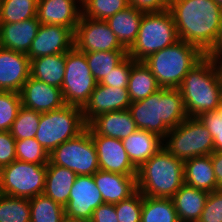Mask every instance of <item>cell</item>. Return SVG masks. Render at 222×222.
I'll return each mask as SVG.
<instances>
[{
    "mask_svg": "<svg viewBox=\"0 0 222 222\" xmlns=\"http://www.w3.org/2000/svg\"><path fill=\"white\" fill-rule=\"evenodd\" d=\"M178 38L197 46L205 55L220 35L222 7L215 0H170Z\"/></svg>",
    "mask_w": 222,
    "mask_h": 222,
    "instance_id": "obj_1",
    "label": "cell"
},
{
    "mask_svg": "<svg viewBox=\"0 0 222 222\" xmlns=\"http://www.w3.org/2000/svg\"><path fill=\"white\" fill-rule=\"evenodd\" d=\"M128 110L138 129L153 132L164 141L169 130L188 117L179 88H160L143 100L131 102Z\"/></svg>",
    "mask_w": 222,
    "mask_h": 222,
    "instance_id": "obj_2",
    "label": "cell"
},
{
    "mask_svg": "<svg viewBox=\"0 0 222 222\" xmlns=\"http://www.w3.org/2000/svg\"><path fill=\"white\" fill-rule=\"evenodd\" d=\"M188 117L222 107V73L216 57L205 55L179 87Z\"/></svg>",
    "mask_w": 222,
    "mask_h": 222,
    "instance_id": "obj_3",
    "label": "cell"
},
{
    "mask_svg": "<svg viewBox=\"0 0 222 222\" xmlns=\"http://www.w3.org/2000/svg\"><path fill=\"white\" fill-rule=\"evenodd\" d=\"M136 181L143 196L172 198L184 184V162L162 147L137 169Z\"/></svg>",
    "mask_w": 222,
    "mask_h": 222,
    "instance_id": "obj_4",
    "label": "cell"
},
{
    "mask_svg": "<svg viewBox=\"0 0 222 222\" xmlns=\"http://www.w3.org/2000/svg\"><path fill=\"white\" fill-rule=\"evenodd\" d=\"M205 56L194 44L178 40L143 62L161 88H179L187 73Z\"/></svg>",
    "mask_w": 222,
    "mask_h": 222,
    "instance_id": "obj_5",
    "label": "cell"
},
{
    "mask_svg": "<svg viewBox=\"0 0 222 222\" xmlns=\"http://www.w3.org/2000/svg\"><path fill=\"white\" fill-rule=\"evenodd\" d=\"M178 40L174 19L169 9L144 13L137 39L128 50V56L135 61H144Z\"/></svg>",
    "mask_w": 222,
    "mask_h": 222,
    "instance_id": "obj_6",
    "label": "cell"
},
{
    "mask_svg": "<svg viewBox=\"0 0 222 222\" xmlns=\"http://www.w3.org/2000/svg\"><path fill=\"white\" fill-rule=\"evenodd\" d=\"M86 126L81 107L64 105L41 113L35 139L50 154L58 145L77 137Z\"/></svg>",
    "mask_w": 222,
    "mask_h": 222,
    "instance_id": "obj_7",
    "label": "cell"
},
{
    "mask_svg": "<svg viewBox=\"0 0 222 222\" xmlns=\"http://www.w3.org/2000/svg\"><path fill=\"white\" fill-rule=\"evenodd\" d=\"M165 138L167 142L163 144L164 148L183 162L214 152L212 136L197 117H187L177 127L170 129Z\"/></svg>",
    "mask_w": 222,
    "mask_h": 222,
    "instance_id": "obj_8",
    "label": "cell"
},
{
    "mask_svg": "<svg viewBox=\"0 0 222 222\" xmlns=\"http://www.w3.org/2000/svg\"><path fill=\"white\" fill-rule=\"evenodd\" d=\"M46 165L15 160L0 169V193L31 199L45 189Z\"/></svg>",
    "mask_w": 222,
    "mask_h": 222,
    "instance_id": "obj_9",
    "label": "cell"
},
{
    "mask_svg": "<svg viewBox=\"0 0 222 222\" xmlns=\"http://www.w3.org/2000/svg\"><path fill=\"white\" fill-rule=\"evenodd\" d=\"M49 161L77 175H94L99 170L96 148L87 128L77 137L58 145L49 154Z\"/></svg>",
    "mask_w": 222,
    "mask_h": 222,
    "instance_id": "obj_10",
    "label": "cell"
},
{
    "mask_svg": "<svg viewBox=\"0 0 222 222\" xmlns=\"http://www.w3.org/2000/svg\"><path fill=\"white\" fill-rule=\"evenodd\" d=\"M97 84L85 54L75 47L66 52L65 76L61 86L65 105L83 108Z\"/></svg>",
    "mask_w": 222,
    "mask_h": 222,
    "instance_id": "obj_11",
    "label": "cell"
},
{
    "mask_svg": "<svg viewBox=\"0 0 222 222\" xmlns=\"http://www.w3.org/2000/svg\"><path fill=\"white\" fill-rule=\"evenodd\" d=\"M74 47L83 53L126 50L104 20L81 16L74 32Z\"/></svg>",
    "mask_w": 222,
    "mask_h": 222,
    "instance_id": "obj_12",
    "label": "cell"
},
{
    "mask_svg": "<svg viewBox=\"0 0 222 222\" xmlns=\"http://www.w3.org/2000/svg\"><path fill=\"white\" fill-rule=\"evenodd\" d=\"M102 204L103 197L93 175H77L68 203L64 206L65 216L90 221L93 211Z\"/></svg>",
    "mask_w": 222,
    "mask_h": 222,
    "instance_id": "obj_13",
    "label": "cell"
},
{
    "mask_svg": "<svg viewBox=\"0 0 222 222\" xmlns=\"http://www.w3.org/2000/svg\"><path fill=\"white\" fill-rule=\"evenodd\" d=\"M95 145L99 169L123 175H137V168L130 161L122 140L96 134L88 125Z\"/></svg>",
    "mask_w": 222,
    "mask_h": 222,
    "instance_id": "obj_14",
    "label": "cell"
},
{
    "mask_svg": "<svg viewBox=\"0 0 222 222\" xmlns=\"http://www.w3.org/2000/svg\"><path fill=\"white\" fill-rule=\"evenodd\" d=\"M74 47V32L69 27L41 24L27 53L30 61L37 57L66 53Z\"/></svg>",
    "mask_w": 222,
    "mask_h": 222,
    "instance_id": "obj_15",
    "label": "cell"
},
{
    "mask_svg": "<svg viewBox=\"0 0 222 222\" xmlns=\"http://www.w3.org/2000/svg\"><path fill=\"white\" fill-rule=\"evenodd\" d=\"M22 106L39 113L57 110L65 105L61 88L29 77L20 92Z\"/></svg>",
    "mask_w": 222,
    "mask_h": 222,
    "instance_id": "obj_16",
    "label": "cell"
},
{
    "mask_svg": "<svg viewBox=\"0 0 222 222\" xmlns=\"http://www.w3.org/2000/svg\"><path fill=\"white\" fill-rule=\"evenodd\" d=\"M130 105L131 101L127 88H113L97 84L89 101L82 108L83 119L88 124L100 114L127 110Z\"/></svg>",
    "mask_w": 222,
    "mask_h": 222,
    "instance_id": "obj_17",
    "label": "cell"
},
{
    "mask_svg": "<svg viewBox=\"0 0 222 222\" xmlns=\"http://www.w3.org/2000/svg\"><path fill=\"white\" fill-rule=\"evenodd\" d=\"M30 77L27 54L0 47V91L20 92Z\"/></svg>",
    "mask_w": 222,
    "mask_h": 222,
    "instance_id": "obj_18",
    "label": "cell"
},
{
    "mask_svg": "<svg viewBox=\"0 0 222 222\" xmlns=\"http://www.w3.org/2000/svg\"><path fill=\"white\" fill-rule=\"evenodd\" d=\"M79 0H38L37 17L40 24H54L69 27L75 32L82 16ZM78 7V8H77Z\"/></svg>",
    "mask_w": 222,
    "mask_h": 222,
    "instance_id": "obj_19",
    "label": "cell"
},
{
    "mask_svg": "<svg viewBox=\"0 0 222 222\" xmlns=\"http://www.w3.org/2000/svg\"><path fill=\"white\" fill-rule=\"evenodd\" d=\"M93 178L104 203L115 204L137 192L136 175H123L99 169Z\"/></svg>",
    "mask_w": 222,
    "mask_h": 222,
    "instance_id": "obj_20",
    "label": "cell"
},
{
    "mask_svg": "<svg viewBox=\"0 0 222 222\" xmlns=\"http://www.w3.org/2000/svg\"><path fill=\"white\" fill-rule=\"evenodd\" d=\"M87 125L98 135L120 140L138 129L128 109L100 114Z\"/></svg>",
    "mask_w": 222,
    "mask_h": 222,
    "instance_id": "obj_21",
    "label": "cell"
},
{
    "mask_svg": "<svg viewBox=\"0 0 222 222\" xmlns=\"http://www.w3.org/2000/svg\"><path fill=\"white\" fill-rule=\"evenodd\" d=\"M40 25L38 17L22 22L1 23V48L27 54Z\"/></svg>",
    "mask_w": 222,
    "mask_h": 222,
    "instance_id": "obj_22",
    "label": "cell"
},
{
    "mask_svg": "<svg viewBox=\"0 0 222 222\" xmlns=\"http://www.w3.org/2000/svg\"><path fill=\"white\" fill-rule=\"evenodd\" d=\"M162 141L164 139L157 134L142 129L122 140L130 161L137 169L164 147Z\"/></svg>",
    "mask_w": 222,
    "mask_h": 222,
    "instance_id": "obj_23",
    "label": "cell"
},
{
    "mask_svg": "<svg viewBox=\"0 0 222 222\" xmlns=\"http://www.w3.org/2000/svg\"><path fill=\"white\" fill-rule=\"evenodd\" d=\"M209 193L185 183L171 198L180 222H198Z\"/></svg>",
    "mask_w": 222,
    "mask_h": 222,
    "instance_id": "obj_24",
    "label": "cell"
},
{
    "mask_svg": "<svg viewBox=\"0 0 222 222\" xmlns=\"http://www.w3.org/2000/svg\"><path fill=\"white\" fill-rule=\"evenodd\" d=\"M144 12L133 6L109 17L106 22L117 37L119 43L128 51L135 43Z\"/></svg>",
    "mask_w": 222,
    "mask_h": 222,
    "instance_id": "obj_25",
    "label": "cell"
},
{
    "mask_svg": "<svg viewBox=\"0 0 222 222\" xmlns=\"http://www.w3.org/2000/svg\"><path fill=\"white\" fill-rule=\"evenodd\" d=\"M77 174L65 167L54 165L50 161L46 165L44 194L63 207L68 203L71 188Z\"/></svg>",
    "mask_w": 222,
    "mask_h": 222,
    "instance_id": "obj_26",
    "label": "cell"
},
{
    "mask_svg": "<svg viewBox=\"0 0 222 222\" xmlns=\"http://www.w3.org/2000/svg\"><path fill=\"white\" fill-rule=\"evenodd\" d=\"M184 183L208 193L217 189L211 155L194 157L184 161Z\"/></svg>",
    "mask_w": 222,
    "mask_h": 222,
    "instance_id": "obj_27",
    "label": "cell"
},
{
    "mask_svg": "<svg viewBox=\"0 0 222 222\" xmlns=\"http://www.w3.org/2000/svg\"><path fill=\"white\" fill-rule=\"evenodd\" d=\"M66 53L37 57L30 61V76L61 88L65 76Z\"/></svg>",
    "mask_w": 222,
    "mask_h": 222,
    "instance_id": "obj_28",
    "label": "cell"
},
{
    "mask_svg": "<svg viewBox=\"0 0 222 222\" xmlns=\"http://www.w3.org/2000/svg\"><path fill=\"white\" fill-rule=\"evenodd\" d=\"M160 88L156 77L151 73L149 67L143 61H135L132 58V67L127 87L130 101L143 100Z\"/></svg>",
    "mask_w": 222,
    "mask_h": 222,
    "instance_id": "obj_29",
    "label": "cell"
},
{
    "mask_svg": "<svg viewBox=\"0 0 222 222\" xmlns=\"http://www.w3.org/2000/svg\"><path fill=\"white\" fill-rule=\"evenodd\" d=\"M141 222H180L171 198L144 196Z\"/></svg>",
    "mask_w": 222,
    "mask_h": 222,
    "instance_id": "obj_30",
    "label": "cell"
},
{
    "mask_svg": "<svg viewBox=\"0 0 222 222\" xmlns=\"http://www.w3.org/2000/svg\"><path fill=\"white\" fill-rule=\"evenodd\" d=\"M87 64L97 83L107 76L128 55L127 50L87 52Z\"/></svg>",
    "mask_w": 222,
    "mask_h": 222,
    "instance_id": "obj_31",
    "label": "cell"
},
{
    "mask_svg": "<svg viewBox=\"0 0 222 222\" xmlns=\"http://www.w3.org/2000/svg\"><path fill=\"white\" fill-rule=\"evenodd\" d=\"M30 203V222H62L65 217L64 207L44 193L31 199Z\"/></svg>",
    "mask_w": 222,
    "mask_h": 222,
    "instance_id": "obj_32",
    "label": "cell"
},
{
    "mask_svg": "<svg viewBox=\"0 0 222 222\" xmlns=\"http://www.w3.org/2000/svg\"><path fill=\"white\" fill-rule=\"evenodd\" d=\"M38 0H0V23H15L37 17Z\"/></svg>",
    "mask_w": 222,
    "mask_h": 222,
    "instance_id": "obj_33",
    "label": "cell"
},
{
    "mask_svg": "<svg viewBox=\"0 0 222 222\" xmlns=\"http://www.w3.org/2000/svg\"><path fill=\"white\" fill-rule=\"evenodd\" d=\"M30 212L29 199L0 193V222H30Z\"/></svg>",
    "mask_w": 222,
    "mask_h": 222,
    "instance_id": "obj_34",
    "label": "cell"
},
{
    "mask_svg": "<svg viewBox=\"0 0 222 222\" xmlns=\"http://www.w3.org/2000/svg\"><path fill=\"white\" fill-rule=\"evenodd\" d=\"M80 5L82 16L104 21L129 6L127 0H84Z\"/></svg>",
    "mask_w": 222,
    "mask_h": 222,
    "instance_id": "obj_35",
    "label": "cell"
},
{
    "mask_svg": "<svg viewBox=\"0 0 222 222\" xmlns=\"http://www.w3.org/2000/svg\"><path fill=\"white\" fill-rule=\"evenodd\" d=\"M41 113L21 107L9 132L15 140L35 138Z\"/></svg>",
    "mask_w": 222,
    "mask_h": 222,
    "instance_id": "obj_36",
    "label": "cell"
},
{
    "mask_svg": "<svg viewBox=\"0 0 222 222\" xmlns=\"http://www.w3.org/2000/svg\"><path fill=\"white\" fill-rule=\"evenodd\" d=\"M16 158L18 161L47 165L49 154L35 138L16 140Z\"/></svg>",
    "mask_w": 222,
    "mask_h": 222,
    "instance_id": "obj_37",
    "label": "cell"
},
{
    "mask_svg": "<svg viewBox=\"0 0 222 222\" xmlns=\"http://www.w3.org/2000/svg\"><path fill=\"white\" fill-rule=\"evenodd\" d=\"M22 107L20 94L0 91V131H9Z\"/></svg>",
    "mask_w": 222,
    "mask_h": 222,
    "instance_id": "obj_38",
    "label": "cell"
},
{
    "mask_svg": "<svg viewBox=\"0 0 222 222\" xmlns=\"http://www.w3.org/2000/svg\"><path fill=\"white\" fill-rule=\"evenodd\" d=\"M143 195L137 191L130 198L115 203L118 222H141Z\"/></svg>",
    "mask_w": 222,
    "mask_h": 222,
    "instance_id": "obj_39",
    "label": "cell"
},
{
    "mask_svg": "<svg viewBox=\"0 0 222 222\" xmlns=\"http://www.w3.org/2000/svg\"><path fill=\"white\" fill-rule=\"evenodd\" d=\"M197 118L209 130L213 139L214 151L222 152V107L199 114Z\"/></svg>",
    "mask_w": 222,
    "mask_h": 222,
    "instance_id": "obj_40",
    "label": "cell"
},
{
    "mask_svg": "<svg viewBox=\"0 0 222 222\" xmlns=\"http://www.w3.org/2000/svg\"><path fill=\"white\" fill-rule=\"evenodd\" d=\"M132 67V58L128 55L98 84L113 87L127 88Z\"/></svg>",
    "mask_w": 222,
    "mask_h": 222,
    "instance_id": "obj_41",
    "label": "cell"
},
{
    "mask_svg": "<svg viewBox=\"0 0 222 222\" xmlns=\"http://www.w3.org/2000/svg\"><path fill=\"white\" fill-rule=\"evenodd\" d=\"M198 222H222V189L209 193Z\"/></svg>",
    "mask_w": 222,
    "mask_h": 222,
    "instance_id": "obj_42",
    "label": "cell"
},
{
    "mask_svg": "<svg viewBox=\"0 0 222 222\" xmlns=\"http://www.w3.org/2000/svg\"><path fill=\"white\" fill-rule=\"evenodd\" d=\"M15 144L9 131H0V169L17 160Z\"/></svg>",
    "mask_w": 222,
    "mask_h": 222,
    "instance_id": "obj_43",
    "label": "cell"
},
{
    "mask_svg": "<svg viewBox=\"0 0 222 222\" xmlns=\"http://www.w3.org/2000/svg\"><path fill=\"white\" fill-rule=\"evenodd\" d=\"M130 6L137 10L150 13L161 12L169 9L170 0H127Z\"/></svg>",
    "mask_w": 222,
    "mask_h": 222,
    "instance_id": "obj_44",
    "label": "cell"
},
{
    "mask_svg": "<svg viewBox=\"0 0 222 222\" xmlns=\"http://www.w3.org/2000/svg\"><path fill=\"white\" fill-rule=\"evenodd\" d=\"M90 222H118L114 204L104 203L94 211Z\"/></svg>",
    "mask_w": 222,
    "mask_h": 222,
    "instance_id": "obj_45",
    "label": "cell"
},
{
    "mask_svg": "<svg viewBox=\"0 0 222 222\" xmlns=\"http://www.w3.org/2000/svg\"><path fill=\"white\" fill-rule=\"evenodd\" d=\"M211 162L217 180V189H222V152L214 151L211 154Z\"/></svg>",
    "mask_w": 222,
    "mask_h": 222,
    "instance_id": "obj_46",
    "label": "cell"
},
{
    "mask_svg": "<svg viewBox=\"0 0 222 222\" xmlns=\"http://www.w3.org/2000/svg\"><path fill=\"white\" fill-rule=\"evenodd\" d=\"M221 51H222V21H221L220 35L216 47L208 55L216 57Z\"/></svg>",
    "mask_w": 222,
    "mask_h": 222,
    "instance_id": "obj_47",
    "label": "cell"
},
{
    "mask_svg": "<svg viewBox=\"0 0 222 222\" xmlns=\"http://www.w3.org/2000/svg\"><path fill=\"white\" fill-rule=\"evenodd\" d=\"M62 222H90L84 219H74V218H69V217H64Z\"/></svg>",
    "mask_w": 222,
    "mask_h": 222,
    "instance_id": "obj_48",
    "label": "cell"
},
{
    "mask_svg": "<svg viewBox=\"0 0 222 222\" xmlns=\"http://www.w3.org/2000/svg\"><path fill=\"white\" fill-rule=\"evenodd\" d=\"M221 58H222V51L216 56V60L219 64V67H220L221 73H222V59ZM220 59H221V61H219Z\"/></svg>",
    "mask_w": 222,
    "mask_h": 222,
    "instance_id": "obj_49",
    "label": "cell"
},
{
    "mask_svg": "<svg viewBox=\"0 0 222 222\" xmlns=\"http://www.w3.org/2000/svg\"><path fill=\"white\" fill-rule=\"evenodd\" d=\"M222 7V0H215Z\"/></svg>",
    "mask_w": 222,
    "mask_h": 222,
    "instance_id": "obj_50",
    "label": "cell"
},
{
    "mask_svg": "<svg viewBox=\"0 0 222 222\" xmlns=\"http://www.w3.org/2000/svg\"><path fill=\"white\" fill-rule=\"evenodd\" d=\"M0 47H1V23H0Z\"/></svg>",
    "mask_w": 222,
    "mask_h": 222,
    "instance_id": "obj_51",
    "label": "cell"
}]
</instances>
